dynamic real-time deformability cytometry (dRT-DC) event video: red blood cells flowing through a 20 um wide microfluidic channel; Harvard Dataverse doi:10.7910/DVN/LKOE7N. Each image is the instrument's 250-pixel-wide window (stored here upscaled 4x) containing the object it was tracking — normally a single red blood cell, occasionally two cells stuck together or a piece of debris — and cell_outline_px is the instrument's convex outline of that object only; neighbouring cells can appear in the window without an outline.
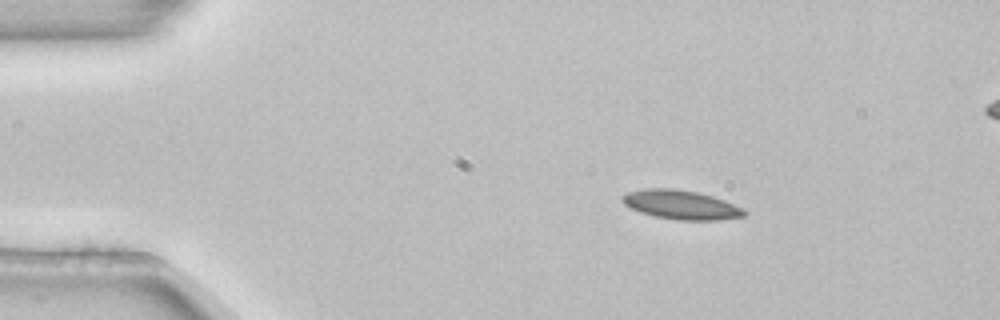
{"species": "common noctule bat (a hibernating species)", "species_latin": "Nyctalus noctula", "temperature_condition": "room temperature", "stored_images_in_passage": 5, "segment_of_instrument_passage": [1, 2], "camera_frame_rate_fps": 3000, "um_per_image_px": 0.085, "animal": {"sex": "female", "body_mass_g": 22.7, "forearm_length_mm": 54.2}, "frame": {"image": 1, "passage_image": 2, "time_ms": 0.333, "image_size_px": [1000, 320], "cell_outline_px": [[748, 212], [744, 216], [720, 220], [680, 220], [656, 216], [640, 212], [624, 204], [620, 200], [620, 196], [628, 192], [644, 188], [672, 188], [696, 192], [712, 196], [724, 200], [744, 208]], "centroid_in_image_um": [57.89, 17.4], "position_along_channel_um": 27.1, "area_um2": 20.69}}